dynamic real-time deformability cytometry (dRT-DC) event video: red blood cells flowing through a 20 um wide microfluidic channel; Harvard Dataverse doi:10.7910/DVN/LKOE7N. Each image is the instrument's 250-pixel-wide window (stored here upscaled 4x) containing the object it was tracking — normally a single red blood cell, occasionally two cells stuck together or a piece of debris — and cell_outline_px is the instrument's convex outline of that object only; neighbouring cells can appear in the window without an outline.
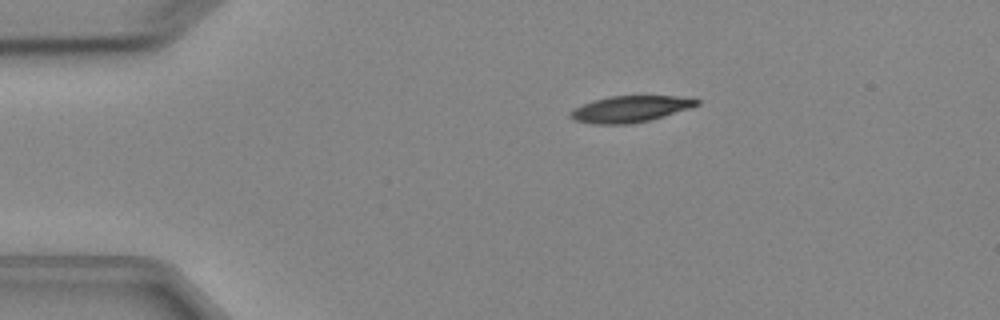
{"species": "Egyptian fruit bat (a non-hibernating species)", "species_latin": "Rousettus aegyptiacus", "temperature_condition": "cold", "stored_images_in_passage": 3, "camera_frame_rate_fps": 3000, "um_per_image_px": 0.085, "animal": {"sex": "female"}, "frame": {"image": 1, "passage_image": 1, "time_ms": 0.0, "image_size_px": [1000, 320], "cell_outline_px": [[700, 104], [652, 120], [632, 124], [592, 124], [572, 120], [568, 116], [568, 112], [592, 100], [612, 96], [692, 96], [700, 100]], "centroid_in_image_um": [53.58, 9.27], "position_along_channel_um": 31.4, "area_um2": 19.65}}